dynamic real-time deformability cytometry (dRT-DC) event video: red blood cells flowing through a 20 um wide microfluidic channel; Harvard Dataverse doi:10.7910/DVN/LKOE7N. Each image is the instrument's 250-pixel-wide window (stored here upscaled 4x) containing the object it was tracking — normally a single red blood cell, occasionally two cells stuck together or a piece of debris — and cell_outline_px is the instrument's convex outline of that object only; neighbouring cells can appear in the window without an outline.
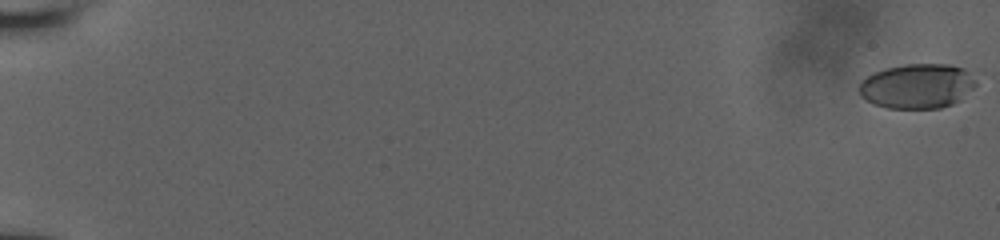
{"species": "human", "species_latin": "Homo sapiens", "temperature_condition": "room temperature", "stored_images_in_passage": 13, "camera_frame_rate_fps": 3000, "um_per_image_px": 0.085, "donor": {"sex": "male"}, "frame": {"image": 1, "passage_image": 1, "time_ms": 0.0, "image_size_px": [1000, 240], "cell_outline_px": [[976, 84], [960, 100], [952, 104], [940, 108], [888, 108], [872, 104], [860, 96], [856, 88], [868, 76], [884, 68], [908, 64], [948, 64], [964, 68]], "centroid_in_image_um": [77.91, 7.33], "position_along_channel_um": 7.1, "area_um2": 30.29}}
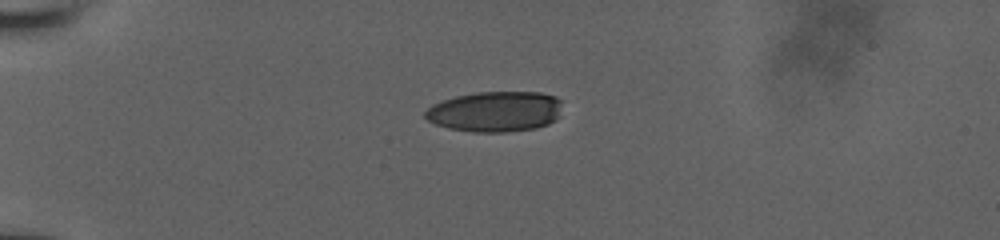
{"frame": {"image": 2, "passage_image": 10, "time_ms": 5.667, "image_size_px": [1000, 240], "cell_outline_px": [[560, 116], [556, 120], [548, 124], [536, 128], [504, 132], [472, 132], [448, 128], [436, 124], [428, 120], [424, 116], [424, 112], [432, 104], [456, 96], [476, 92], [540, 92], [556, 96], [560, 100]], "centroid_in_image_um": [42.11, 9.48], "position_along_channel_um": 42.9, "area_um2": 32.48}}
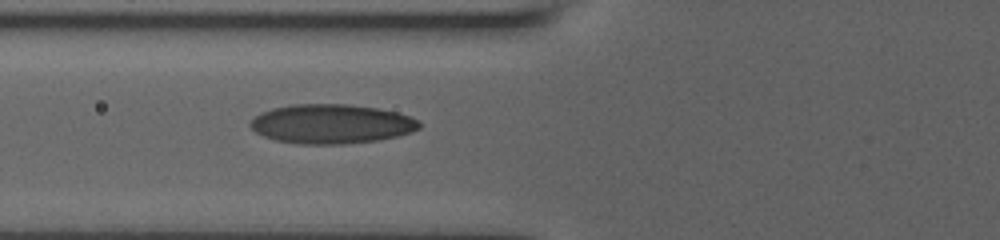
{"frame": {"image": 3, "passage_image": 13, "time_ms": 8.333, "image_size_px": [1000, 240], "cell_outline_px": [[420, 128], [412, 132], [396, 136], [376, 140], [344, 144], [300, 144], [276, 140], [264, 136], [256, 132], [248, 124], [260, 112], [272, 108], [292, 104], [348, 104], [380, 108], [412, 116], [420, 120]], "centroid_in_image_um": [28.19, 10.52], "position_along_channel_um": 97.6, "area_um2": 38.9}}